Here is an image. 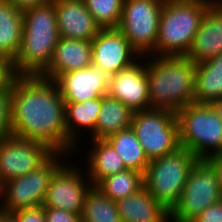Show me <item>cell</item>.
Instances as JSON below:
<instances>
[{"label": "cell", "instance_id": "cell-1", "mask_svg": "<svg viewBox=\"0 0 222 222\" xmlns=\"http://www.w3.org/2000/svg\"><path fill=\"white\" fill-rule=\"evenodd\" d=\"M12 135L39 142L54 153L67 154L65 101L54 81L17 75L11 89Z\"/></svg>", "mask_w": 222, "mask_h": 222}, {"label": "cell", "instance_id": "cell-2", "mask_svg": "<svg viewBox=\"0 0 222 222\" xmlns=\"http://www.w3.org/2000/svg\"><path fill=\"white\" fill-rule=\"evenodd\" d=\"M146 72L150 109L177 113L194 102L196 63L186 55H147Z\"/></svg>", "mask_w": 222, "mask_h": 222}, {"label": "cell", "instance_id": "cell-3", "mask_svg": "<svg viewBox=\"0 0 222 222\" xmlns=\"http://www.w3.org/2000/svg\"><path fill=\"white\" fill-rule=\"evenodd\" d=\"M22 12L23 34L13 67L16 75L40 76L49 67L60 38L54 2L49 0Z\"/></svg>", "mask_w": 222, "mask_h": 222}, {"label": "cell", "instance_id": "cell-4", "mask_svg": "<svg viewBox=\"0 0 222 222\" xmlns=\"http://www.w3.org/2000/svg\"><path fill=\"white\" fill-rule=\"evenodd\" d=\"M208 7V0H165L155 56L186 55Z\"/></svg>", "mask_w": 222, "mask_h": 222}, {"label": "cell", "instance_id": "cell-5", "mask_svg": "<svg viewBox=\"0 0 222 222\" xmlns=\"http://www.w3.org/2000/svg\"><path fill=\"white\" fill-rule=\"evenodd\" d=\"M199 158L180 147L171 154L153 160L143 175L144 187L168 211L178 203L191 168Z\"/></svg>", "mask_w": 222, "mask_h": 222}, {"label": "cell", "instance_id": "cell-6", "mask_svg": "<svg viewBox=\"0 0 222 222\" xmlns=\"http://www.w3.org/2000/svg\"><path fill=\"white\" fill-rule=\"evenodd\" d=\"M179 140L199 159L222 151V119L210 104L191 103L176 113Z\"/></svg>", "mask_w": 222, "mask_h": 222}, {"label": "cell", "instance_id": "cell-7", "mask_svg": "<svg viewBox=\"0 0 222 222\" xmlns=\"http://www.w3.org/2000/svg\"><path fill=\"white\" fill-rule=\"evenodd\" d=\"M63 155L69 158L66 153H53L34 171L4 183L1 186L0 211L11 214L24 208L43 205L52 176L64 164Z\"/></svg>", "mask_w": 222, "mask_h": 222}, {"label": "cell", "instance_id": "cell-8", "mask_svg": "<svg viewBox=\"0 0 222 222\" xmlns=\"http://www.w3.org/2000/svg\"><path fill=\"white\" fill-rule=\"evenodd\" d=\"M131 128L149 161L171 154L181 147L175 112L162 109L134 112Z\"/></svg>", "mask_w": 222, "mask_h": 222}, {"label": "cell", "instance_id": "cell-9", "mask_svg": "<svg viewBox=\"0 0 222 222\" xmlns=\"http://www.w3.org/2000/svg\"><path fill=\"white\" fill-rule=\"evenodd\" d=\"M165 0H124L118 30L146 59L155 56L159 19ZM146 55V56H145Z\"/></svg>", "mask_w": 222, "mask_h": 222}, {"label": "cell", "instance_id": "cell-10", "mask_svg": "<svg viewBox=\"0 0 222 222\" xmlns=\"http://www.w3.org/2000/svg\"><path fill=\"white\" fill-rule=\"evenodd\" d=\"M222 200L213 167L199 159L191 168L178 203L170 211L171 222H191L205 208Z\"/></svg>", "mask_w": 222, "mask_h": 222}, {"label": "cell", "instance_id": "cell-11", "mask_svg": "<svg viewBox=\"0 0 222 222\" xmlns=\"http://www.w3.org/2000/svg\"><path fill=\"white\" fill-rule=\"evenodd\" d=\"M53 153L44 144L15 135L0 139L1 185L34 171Z\"/></svg>", "mask_w": 222, "mask_h": 222}, {"label": "cell", "instance_id": "cell-12", "mask_svg": "<svg viewBox=\"0 0 222 222\" xmlns=\"http://www.w3.org/2000/svg\"><path fill=\"white\" fill-rule=\"evenodd\" d=\"M74 164L64 163L52 176L43 207L82 214L87 193L93 185L88 176L84 177L83 169Z\"/></svg>", "mask_w": 222, "mask_h": 222}, {"label": "cell", "instance_id": "cell-13", "mask_svg": "<svg viewBox=\"0 0 222 222\" xmlns=\"http://www.w3.org/2000/svg\"><path fill=\"white\" fill-rule=\"evenodd\" d=\"M139 57L117 28L101 29L92 40V65L110 75L131 66Z\"/></svg>", "mask_w": 222, "mask_h": 222}, {"label": "cell", "instance_id": "cell-14", "mask_svg": "<svg viewBox=\"0 0 222 222\" xmlns=\"http://www.w3.org/2000/svg\"><path fill=\"white\" fill-rule=\"evenodd\" d=\"M110 76L108 95L126 105L133 113L150 109L144 57Z\"/></svg>", "mask_w": 222, "mask_h": 222}, {"label": "cell", "instance_id": "cell-15", "mask_svg": "<svg viewBox=\"0 0 222 222\" xmlns=\"http://www.w3.org/2000/svg\"><path fill=\"white\" fill-rule=\"evenodd\" d=\"M110 74L93 65L58 76L56 83L65 102L80 103L108 94Z\"/></svg>", "mask_w": 222, "mask_h": 222}, {"label": "cell", "instance_id": "cell-16", "mask_svg": "<svg viewBox=\"0 0 222 222\" xmlns=\"http://www.w3.org/2000/svg\"><path fill=\"white\" fill-rule=\"evenodd\" d=\"M59 36L67 39L92 41L100 32L84 0H55Z\"/></svg>", "mask_w": 222, "mask_h": 222}, {"label": "cell", "instance_id": "cell-17", "mask_svg": "<svg viewBox=\"0 0 222 222\" xmlns=\"http://www.w3.org/2000/svg\"><path fill=\"white\" fill-rule=\"evenodd\" d=\"M92 65V41L60 37L49 67L40 75L54 81L58 76Z\"/></svg>", "mask_w": 222, "mask_h": 222}, {"label": "cell", "instance_id": "cell-18", "mask_svg": "<svg viewBox=\"0 0 222 222\" xmlns=\"http://www.w3.org/2000/svg\"><path fill=\"white\" fill-rule=\"evenodd\" d=\"M222 53V13L208 7L186 56L195 63Z\"/></svg>", "mask_w": 222, "mask_h": 222}, {"label": "cell", "instance_id": "cell-19", "mask_svg": "<svg viewBox=\"0 0 222 222\" xmlns=\"http://www.w3.org/2000/svg\"><path fill=\"white\" fill-rule=\"evenodd\" d=\"M101 106L102 97L80 103L65 102L67 154L72 155L77 148L76 146L81 144L79 141H81V136L84 135L80 134L81 131L85 129L90 130V135L94 133Z\"/></svg>", "mask_w": 222, "mask_h": 222}, {"label": "cell", "instance_id": "cell-20", "mask_svg": "<svg viewBox=\"0 0 222 222\" xmlns=\"http://www.w3.org/2000/svg\"><path fill=\"white\" fill-rule=\"evenodd\" d=\"M122 222H170V211L143 186L134 194L116 201Z\"/></svg>", "mask_w": 222, "mask_h": 222}, {"label": "cell", "instance_id": "cell-21", "mask_svg": "<svg viewBox=\"0 0 222 222\" xmlns=\"http://www.w3.org/2000/svg\"><path fill=\"white\" fill-rule=\"evenodd\" d=\"M91 142L90 146L93 147L87 153L88 168L85 174L93 186L105 177L127 170L122 159L107 140L91 139Z\"/></svg>", "mask_w": 222, "mask_h": 222}, {"label": "cell", "instance_id": "cell-22", "mask_svg": "<svg viewBox=\"0 0 222 222\" xmlns=\"http://www.w3.org/2000/svg\"><path fill=\"white\" fill-rule=\"evenodd\" d=\"M222 97V53L196 63L194 103L211 104Z\"/></svg>", "mask_w": 222, "mask_h": 222}, {"label": "cell", "instance_id": "cell-23", "mask_svg": "<svg viewBox=\"0 0 222 222\" xmlns=\"http://www.w3.org/2000/svg\"><path fill=\"white\" fill-rule=\"evenodd\" d=\"M133 112L122 102L102 96V106L98 115L96 129L90 136L95 140H106L109 136L131 127Z\"/></svg>", "mask_w": 222, "mask_h": 222}, {"label": "cell", "instance_id": "cell-24", "mask_svg": "<svg viewBox=\"0 0 222 222\" xmlns=\"http://www.w3.org/2000/svg\"><path fill=\"white\" fill-rule=\"evenodd\" d=\"M23 12L6 0H0V53L14 61L21 45Z\"/></svg>", "mask_w": 222, "mask_h": 222}, {"label": "cell", "instance_id": "cell-25", "mask_svg": "<svg viewBox=\"0 0 222 222\" xmlns=\"http://www.w3.org/2000/svg\"><path fill=\"white\" fill-rule=\"evenodd\" d=\"M106 140L122 159L127 170H135L144 175L150 161L131 127L109 136Z\"/></svg>", "mask_w": 222, "mask_h": 222}, {"label": "cell", "instance_id": "cell-26", "mask_svg": "<svg viewBox=\"0 0 222 222\" xmlns=\"http://www.w3.org/2000/svg\"><path fill=\"white\" fill-rule=\"evenodd\" d=\"M144 186L143 174L135 170H125L120 173L105 177L99 181L96 187L103 195L108 196L111 200L130 196Z\"/></svg>", "mask_w": 222, "mask_h": 222}, {"label": "cell", "instance_id": "cell-27", "mask_svg": "<svg viewBox=\"0 0 222 222\" xmlns=\"http://www.w3.org/2000/svg\"><path fill=\"white\" fill-rule=\"evenodd\" d=\"M81 222H122L117 204L96 187L87 193Z\"/></svg>", "mask_w": 222, "mask_h": 222}, {"label": "cell", "instance_id": "cell-28", "mask_svg": "<svg viewBox=\"0 0 222 222\" xmlns=\"http://www.w3.org/2000/svg\"><path fill=\"white\" fill-rule=\"evenodd\" d=\"M100 29L118 28L124 0H84Z\"/></svg>", "mask_w": 222, "mask_h": 222}, {"label": "cell", "instance_id": "cell-29", "mask_svg": "<svg viewBox=\"0 0 222 222\" xmlns=\"http://www.w3.org/2000/svg\"><path fill=\"white\" fill-rule=\"evenodd\" d=\"M12 135L11 130V89L0 90V139Z\"/></svg>", "mask_w": 222, "mask_h": 222}, {"label": "cell", "instance_id": "cell-30", "mask_svg": "<svg viewBox=\"0 0 222 222\" xmlns=\"http://www.w3.org/2000/svg\"><path fill=\"white\" fill-rule=\"evenodd\" d=\"M16 76L13 61L0 53V90L12 89V83Z\"/></svg>", "mask_w": 222, "mask_h": 222}, {"label": "cell", "instance_id": "cell-31", "mask_svg": "<svg viewBox=\"0 0 222 222\" xmlns=\"http://www.w3.org/2000/svg\"><path fill=\"white\" fill-rule=\"evenodd\" d=\"M17 222H46L43 205L24 208L11 213Z\"/></svg>", "mask_w": 222, "mask_h": 222}, {"label": "cell", "instance_id": "cell-32", "mask_svg": "<svg viewBox=\"0 0 222 222\" xmlns=\"http://www.w3.org/2000/svg\"><path fill=\"white\" fill-rule=\"evenodd\" d=\"M46 222H81V215L53 207H44Z\"/></svg>", "mask_w": 222, "mask_h": 222}, {"label": "cell", "instance_id": "cell-33", "mask_svg": "<svg viewBox=\"0 0 222 222\" xmlns=\"http://www.w3.org/2000/svg\"><path fill=\"white\" fill-rule=\"evenodd\" d=\"M191 222H222V200L205 208Z\"/></svg>", "mask_w": 222, "mask_h": 222}, {"label": "cell", "instance_id": "cell-34", "mask_svg": "<svg viewBox=\"0 0 222 222\" xmlns=\"http://www.w3.org/2000/svg\"><path fill=\"white\" fill-rule=\"evenodd\" d=\"M205 160L213 167L222 193V156L220 154H213Z\"/></svg>", "mask_w": 222, "mask_h": 222}, {"label": "cell", "instance_id": "cell-35", "mask_svg": "<svg viewBox=\"0 0 222 222\" xmlns=\"http://www.w3.org/2000/svg\"><path fill=\"white\" fill-rule=\"evenodd\" d=\"M12 3L16 8L24 11L30 7L38 6L48 2L49 0H6Z\"/></svg>", "mask_w": 222, "mask_h": 222}, {"label": "cell", "instance_id": "cell-36", "mask_svg": "<svg viewBox=\"0 0 222 222\" xmlns=\"http://www.w3.org/2000/svg\"><path fill=\"white\" fill-rule=\"evenodd\" d=\"M210 105L216 111L218 116L222 119V97L213 101Z\"/></svg>", "mask_w": 222, "mask_h": 222}, {"label": "cell", "instance_id": "cell-37", "mask_svg": "<svg viewBox=\"0 0 222 222\" xmlns=\"http://www.w3.org/2000/svg\"><path fill=\"white\" fill-rule=\"evenodd\" d=\"M209 7L213 10L222 13V0H208Z\"/></svg>", "mask_w": 222, "mask_h": 222}, {"label": "cell", "instance_id": "cell-38", "mask_svg": "<svg viewBox=\"0 0 222 222\" xmlns=\"http://www.w3.org/2000/svg\"><path fill=\"white\" fill-rule=\"evenodd\" d=\"M0 222H17V221L12 214L0 211Z\"/></svg>", "mask_w": 222, "mask_h": 222}]
</instances>
